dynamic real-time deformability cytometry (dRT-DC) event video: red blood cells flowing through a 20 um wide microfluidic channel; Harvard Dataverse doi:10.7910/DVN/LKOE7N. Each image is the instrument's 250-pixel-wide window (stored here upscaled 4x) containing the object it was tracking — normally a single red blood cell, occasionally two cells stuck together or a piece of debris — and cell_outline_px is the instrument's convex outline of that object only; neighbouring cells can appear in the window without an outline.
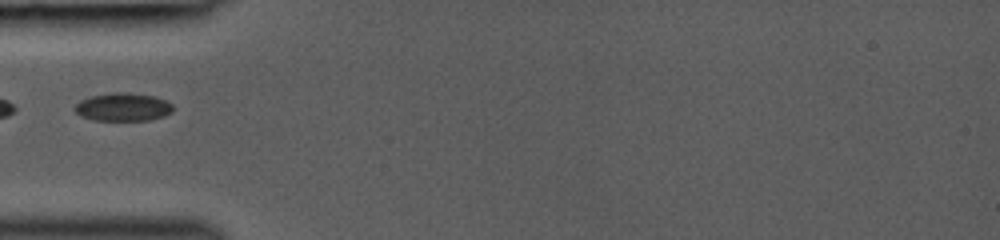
{"species": "common noctule bat (a hibernating species)", "species_latin": "Nyctalus noctula", "temperature_condition": "room temperature", "stored_images_in_passage": 27, "camera_frame_rate_fps": 3000, "um_per_image_px": 0.085, "animal": {"sex": "female", "body_mass_g": 19.0, "forearm_length_mm": 53.3}, "frame": {"image": 1, "passage_image": 1, "time_ms": 0.0, "image_size_px": [1000, 240], "cell_outline_px": [[172, 112], [164, 116], [148, 120], [92, 120], [80, 116], [72, 108], [80, 100], [92, 96], [112, 92], [124, 92], [156, 96], [172, 104]], "centroid_in_image_um": [10.43, 9.1], "position_along_channel_um": 74.6, "area_um2": 16.13}}
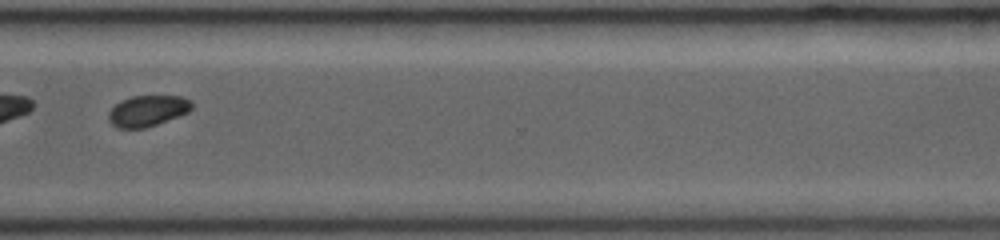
{"frame": {"image": 2, "passage_image": 20, "time_ms": 6.333, "image_size_px": [1000, 240], "cell_outline_px": [[192, 108], [188, 112], [156, 124], [144, 128], [116, 128], [108, 120], [108, 112], [120, 100], [132, 96], [180, 96], [192, 100]], "centroid_in_image_um": [12.52, 9.41], "position_along_channel_um": 358.1, "area_um2": 14.97}}